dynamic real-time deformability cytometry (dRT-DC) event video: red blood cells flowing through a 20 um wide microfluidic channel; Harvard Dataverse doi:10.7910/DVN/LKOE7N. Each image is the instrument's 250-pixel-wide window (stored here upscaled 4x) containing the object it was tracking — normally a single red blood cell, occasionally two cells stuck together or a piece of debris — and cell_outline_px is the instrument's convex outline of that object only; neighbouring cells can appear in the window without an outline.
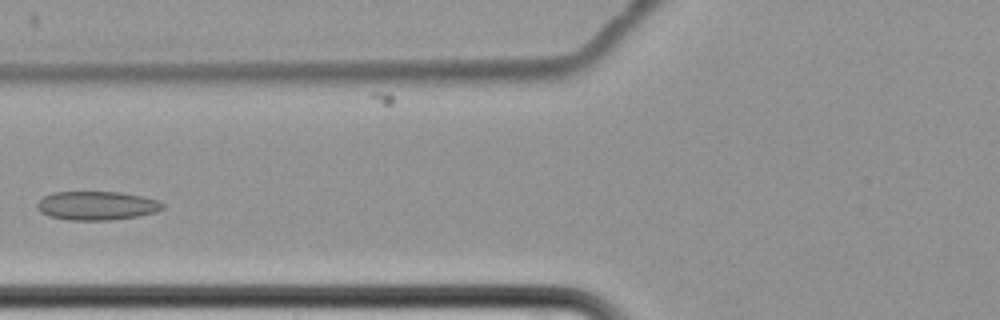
{"species": "common noctule bat (a hibernating species)", "species_latin": "Nyctalus noctula", "temperature_condition": "cold", "stored_images_in_passage": 14, "camera_frame_rate_fps": 3000, "um_per_image_px": 0.085, "animal": {"sex": "female", "body_mass_g": 22.7, "forearm_length_mm": 54.2}, "frame": {"image": 1, "passage_image": 5, "time_ms": 6.333, "image_size_px": [1000, 320], "cell_outline_px": [[164, 208], [156, 212], [136, 216], [112, 220], [68, 220], [48, 216], [40, 212], [36, 208], [36, 204], [44, 196], [52, 192], [120, 192], [140, 196], [156, 200], [164, 204]], "centroid_in_image_um": [8.18, 17.48], "position_along_channel_um": 117.6, "area_um2": 21.04}}
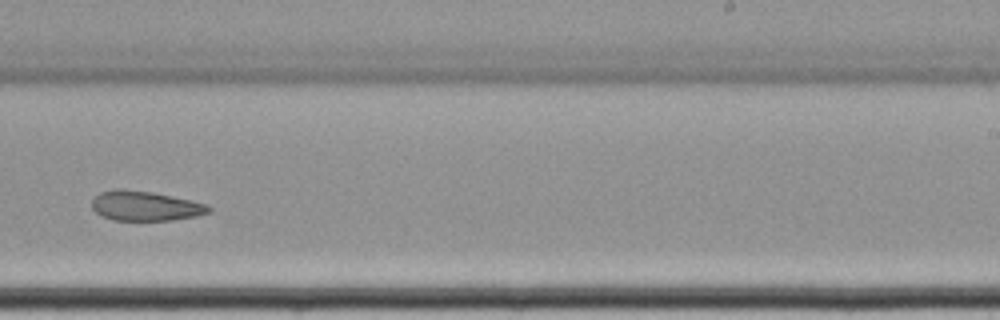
{"frame": {"image": 2, "passage_image": 9, "time_ms": 11.0, "image_size_px": [1000, 320], "cell_outline_px": [[212, 212], [196, 216], [172, 220], [112, 220], [96, 212], [92, 208], [92, 200], [100, 192], [116, 188], [120, 188], [152, 192], [172, 196], [208, 204], [212, 208]], "centroid_in_image_um": [12.37, 17.5], "position_along_channel_um": 276.6, "area_um2": 20.29}}
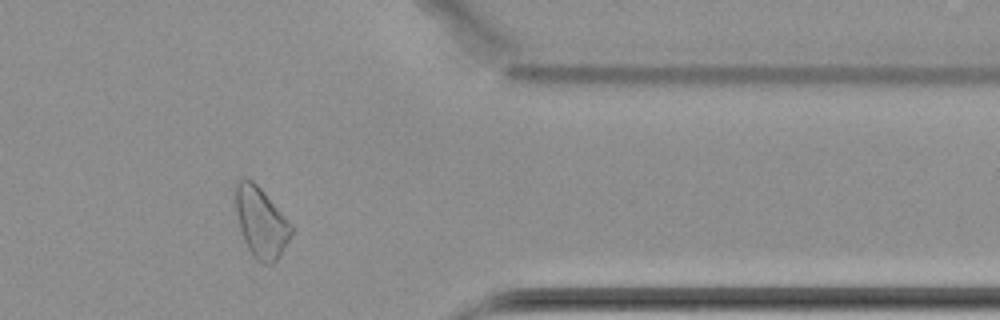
{"frame": {"image": 3, "passage_image": 12, "time_ms": 14.667, "image_size_px": [1000, 320], "cell_outline_px": [[296, 228], [280, 256], [272, 264], [264, 264], [256, 260], [252, 256], [244, 240], [240, 228], [236, 212], [236, 184], [244, 176], [252, 180], [264, 192]], "centroid_in_image_um": [22.22, 18.92], "position_along_channel_um": 389.2, "area_um2": 22.95}}